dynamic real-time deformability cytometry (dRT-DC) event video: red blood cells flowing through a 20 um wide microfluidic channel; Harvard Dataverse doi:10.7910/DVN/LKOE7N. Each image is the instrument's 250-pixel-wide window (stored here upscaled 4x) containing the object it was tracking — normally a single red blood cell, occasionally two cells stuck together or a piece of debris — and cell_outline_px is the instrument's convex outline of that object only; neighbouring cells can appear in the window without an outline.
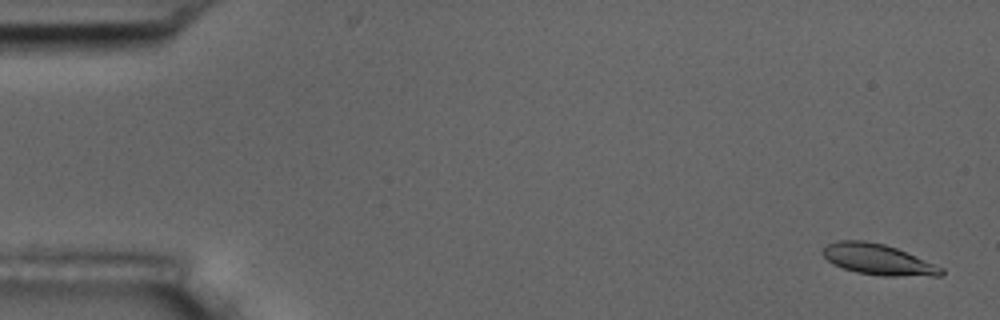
{"species": "common noctule bat (a hibernating species)", "species_latin": "Nyctalus noctula", "temperature_condition": "room temperature", "stored_images_in_passage": 56, "camera_frame_rate_fps": 3000, "um_per_image_px": 0.085, "animal": {"sex": "male", "body_mass_g": 17.5, "forearm_length_mm": 52.3}, "frame": {"image": 1, "passage_image": 2, "time_ms": 0.333, "image_size_px": [1000, 320], "cell_outline_px": [[944, 272], [940, 276], [880, 276], [856, 272], [832, 264], [820, 252], [828, 244], [840, 240], [864, 240], [884, 244], [896, 248], [944, 268]], "centroid_in_image_um": [74.63, 22.06], "position_along_channel_um": 10.4, "area_um2": 21.21}}
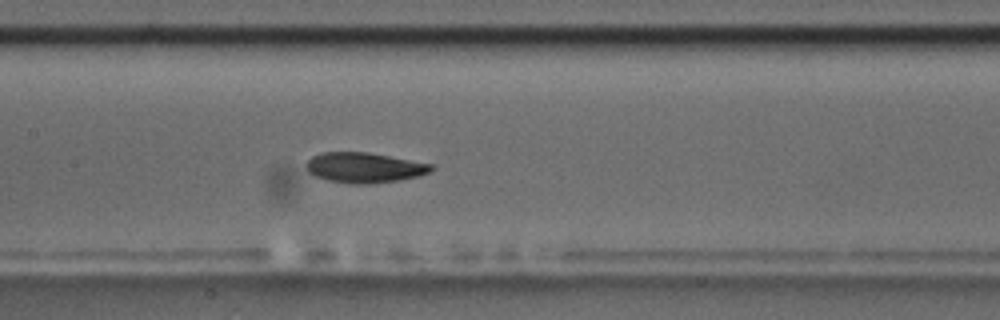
{"frame": {"image": 2, "passage_image": 27, "time_ms": 8.667, "image_size_px": [1000, 320], "cell_outline_px": [[436, 168], [420, 176], [400, 180], [368, 184], [352, 184], [328, 180], [316, 176], [308, 172], [304, 164], [312, 156], [324, 152], [368, 152], [432, 164]], "centroid_in_image_um": [30.96, 14.25], "position_along_channel_um": 176.4, "area_um2": 22.08}}
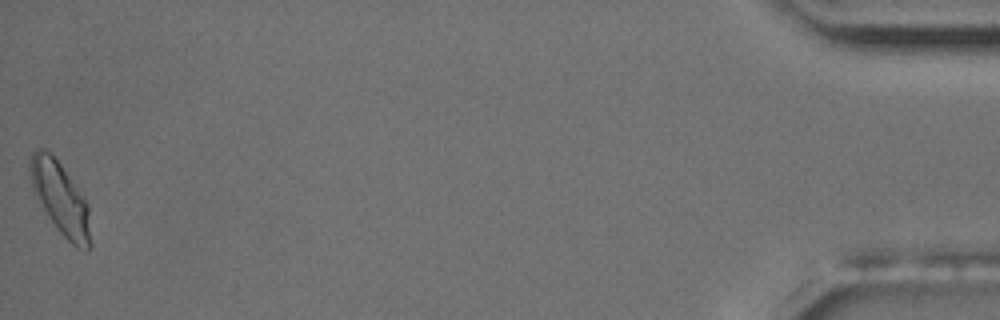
{"frame": {"image": 3, "passage_image": 56, "time_ms": 18.333, "image_size_px": [1000, 320], "cell_outline_px": [[92, 244], [88, 252], [84, 252], [76, 248], [60, 232], [36, 200], [32, 188], [32, 152], [36, 148], [44, 148], [60, 164], [88, 204]], "centroid_in_image_um": [5.18, 16.97], "position_along_channel_um": 430.0, "area_um2": 25.09}, "authors_computed_cell_mechanics": {"area_um2": 21.9062, "velocity_mm_per_s": 3.6079, "shape_relaxation_time_tau1_ms": 3.5304, "shape_relaxation_time_tau2_ms": 2.672, "deformation_change_tau1": 0.1299, "deformation_change_tau2": 0.0761}}